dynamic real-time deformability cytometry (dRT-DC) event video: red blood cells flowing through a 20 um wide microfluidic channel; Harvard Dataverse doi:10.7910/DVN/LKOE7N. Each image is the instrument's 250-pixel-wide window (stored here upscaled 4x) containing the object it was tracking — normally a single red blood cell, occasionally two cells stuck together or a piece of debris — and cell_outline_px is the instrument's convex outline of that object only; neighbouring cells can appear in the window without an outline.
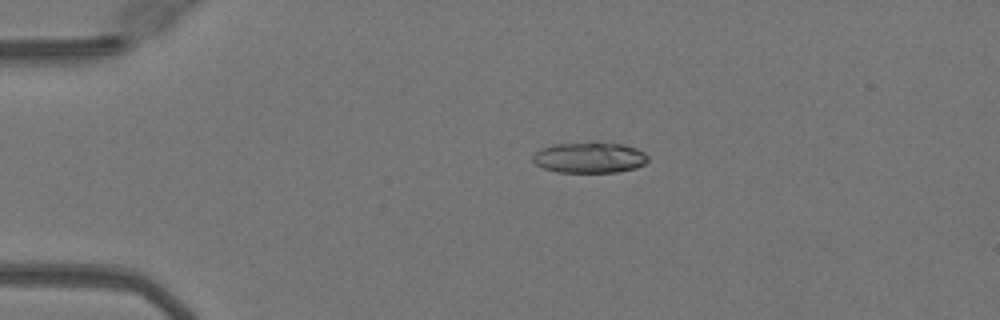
{"species": "Egyptian fruit bat (a non-hibernating species)", "species_latin": "Rousettus aegyptiacus", "temperature_condition": "warm", "stored_images_in_passage": 43, "camera_frame_rate_fps": 3000, "um_per_image_px": 0.085, "animal": {"sex": "female"}, "frame": {"image": 1, "passage_image": 4, "time_ms": 1.0, "image_size_px": [1000, 320], "cell_outline_px": [[648, 160], [644, 164], [636, 168], [616, 172], [556, 172], [544, 168], [536, 164], [532, 160], [532, 156], [540, 148], [552, 144], [588, 140], [596, 140], [624, 144], [636, 148], [644, 152], [648, 156]], "centroid_in_image_um": [50.1, 13.35], "position_along_channel_um": 34.9, "area_um2": 21.44}}
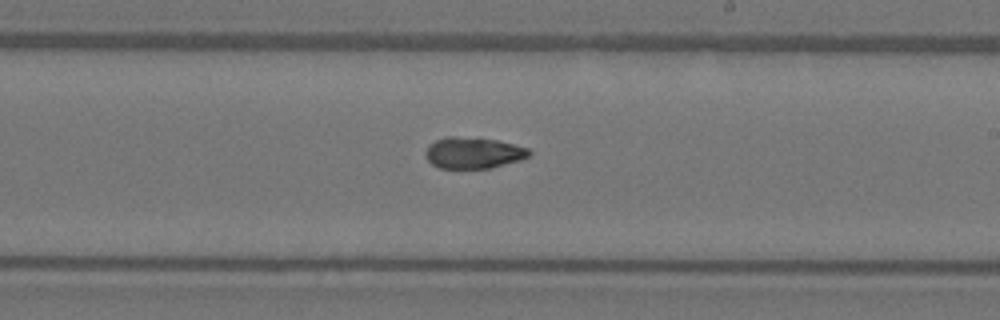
{"frame": {"image": 2, "passage_image": 23, "time_ms": 7.333, "image_size_px": [1000, 320], "cell_outline_px": [[532, 152], [528, 156], [520, 160], [492, 168], [440, 168], [432, 164], [428, 160], [428, 144], [436, 140], [448, 136], [452, 136], [496, 140], [528, 148]], "centroid_in_image_um": [40.26, 13.0], "position_along_channel_um": 248.7, "area_um2": 18.55}}
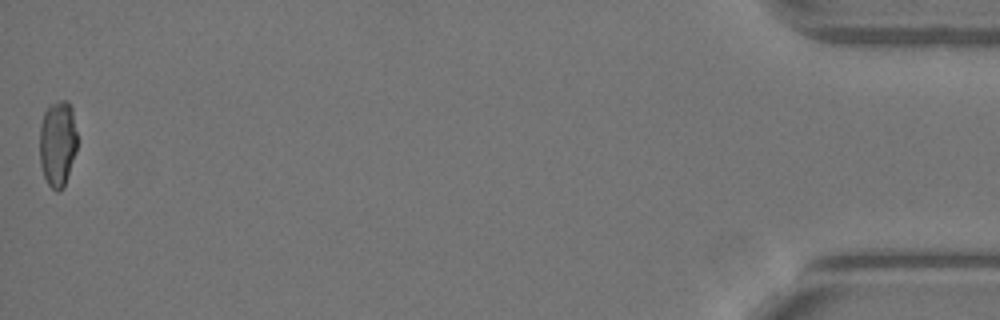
{"frame": {"image": 3, "passage_image": 43, "time_ms": 14.0, "image_size_px": [1000, 320], "cell_outline_px": [[76, 152], [64, 188], [60, 192], [56, 192], [48, 184], [44, 176], [40, 164], [40, 128], [44, 112], [52, 104], [60, 100], [68, 100], [72, 108], [76, 132]], "centroid_in_image_um": [4.9, 12.23], "position_along_channel_um": 430.3, "area_um2": 18.9}, "authors_computed_cell_mechanics": {"area_um2": 19.4208, "velocity_mm_per_s": 4.1, "shape_relaxation_time_tau1_ms": null, "shape_relaxation_time_tau2_ms": 3.4035, "deformation_change_tau1": null, "deformation_change_tau2": 0.0923}}